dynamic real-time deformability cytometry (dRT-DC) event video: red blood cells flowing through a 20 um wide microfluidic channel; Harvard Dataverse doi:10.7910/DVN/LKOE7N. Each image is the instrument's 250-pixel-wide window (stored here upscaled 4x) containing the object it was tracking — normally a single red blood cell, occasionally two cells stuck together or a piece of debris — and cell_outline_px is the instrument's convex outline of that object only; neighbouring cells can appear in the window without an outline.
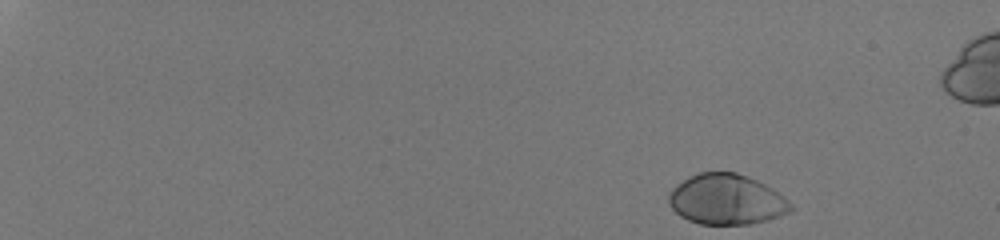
{"species": "human", "species_latin": "Homo sapiens", "temperature_condition": "room temperature", "stored_images_in_passage": 42, "camera_frame_rate_fps": 3000, "um_per_image_px": 0.085, "donor": {"sex": "male"}, "frame": {"image": 1, "passage_image": 1, "time_ms": 0.0, "image_size_px": [1000, 240], "cell_outline_px": [[796, 208], [792, 212], [768, 220], [748, 224], [700, 224], [688, 220], [680, 216], [668, 204], [668, 192], [676, 184], [688, 176], [700, 172], [736, 172], [748, 176], [772, 188], [784, 196]], "centroid_in_image_um": [61.76, 16.95], "position_along_channel_um": 23.2, "area_um2": 36.24}}
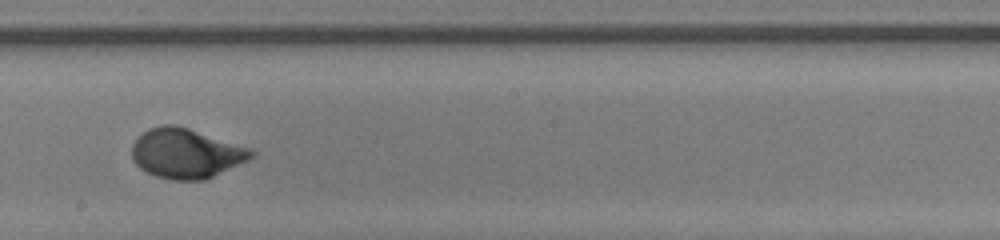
{"frame": {"image": 2, "passage_image": 29, "time_ms": 9.333, "image_size_px": [1000, 240], "cell_outline_px": [[256, 156], [248, 160], [204, 180], [172, 180], [156, 176], [140, 168], [132, 160], [132, 144], [148, 128], [164, 124], [176, 124], [252, 148], [256, 152]], "centroid_in_image_um": [15.83, 13.02], "position_along_channel_um": 232.4, "area_um2": 34.68}}
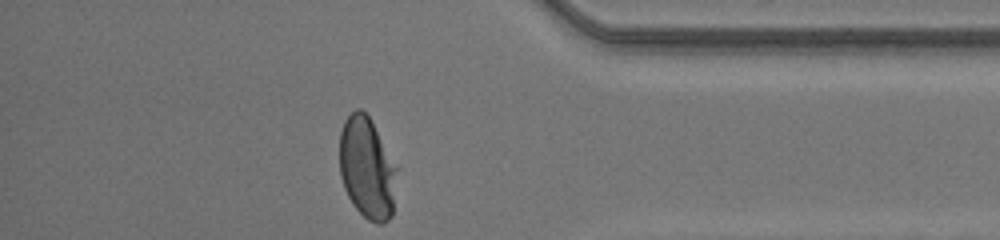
{"frame": {"image": 3, "passage_image": 42, "time_ms": 13.667, "image_size_px": [1000, 240], "cell_outline_px": [[396, 168], [392, 216], [384, 224], [376, 224], [368, 220], [352, 204], [344, 188], [340, 176], [340, 132], [344, 120], [356, 108], [360, 108], [368, 116]], "centroid_in_image_um": [31.16, 14.32], "position_along_channel_um": 404.0, "area_um2": 33.29}, "authors_computed_cell_mechanics": {"area_um2": 34.4199, "velocity_mm_per_s": 4.2112, "shape_relaxation_time_tau1_ms": 2.7967, "shape_relaxation_time_tau2_ms": null, "deformation_change_tau1": 0.197, "deformation_change_tau2": null}}